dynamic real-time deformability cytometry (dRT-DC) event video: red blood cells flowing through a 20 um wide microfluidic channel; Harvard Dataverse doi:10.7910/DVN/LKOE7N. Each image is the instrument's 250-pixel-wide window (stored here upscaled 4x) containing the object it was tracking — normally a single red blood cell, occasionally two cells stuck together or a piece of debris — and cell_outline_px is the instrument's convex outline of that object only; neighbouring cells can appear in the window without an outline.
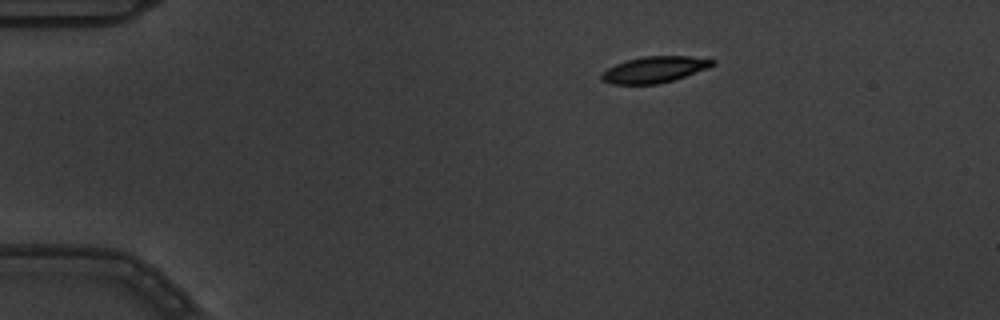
{"species": "common noctule bat (a hibernating species)", "species_latin": "Nyctalus noctula", "temperature_condition": "warm", "stored_images_in_passage": 3, "camera_frame_rate_fps": 3000, "um_per_image_px": 0.085, "animal": {"sex": "male", "body_mass_g": 19.5, "forearm_length_mm": 54.6}, "frame": {"image": 1, "passage_image": 1, "time_ms": 0.0, "image_size_px": [1000, 320], "cell_outline_px": [[716, 64], [708, 68], [660, 84], [612, 84], [600, 80], [600, 72], [616, 64], [628, 60], [644, 56], [688, 56], [716, 60]], "centroid_in_image_um": [55.6, 5.92], "position_along_channel_um": 29.4, "area_um2": 16.94}}